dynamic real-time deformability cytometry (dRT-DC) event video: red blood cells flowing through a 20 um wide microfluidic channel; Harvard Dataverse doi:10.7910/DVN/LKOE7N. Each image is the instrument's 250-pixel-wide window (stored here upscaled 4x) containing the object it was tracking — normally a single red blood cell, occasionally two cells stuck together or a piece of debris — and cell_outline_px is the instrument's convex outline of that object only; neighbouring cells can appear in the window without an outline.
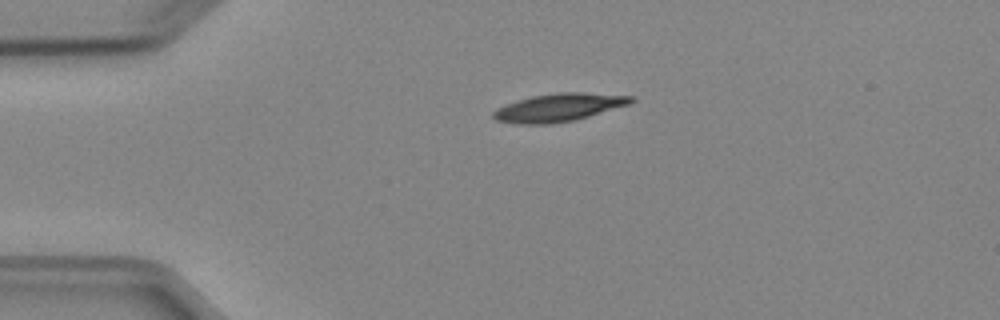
{"species": "Egyptian fruit bat (a non-hibernating species)", "species_latin": "Rousettus aegyptiacus", "temperature_condition": "cold", "stored_images_in_passage": 13, "camera_frame_rate_fps": 3000, "um_per_image_px": 0.085, "animal": {"sex": "female"}, "frame": {"image": 1, "passage_image": 1, "time_ms": 0.0, "image_size_px": [1000, 320], "cell_outline_px": [[636, 100], [628, 104], [576, 120], [548, 124], [520, 124], [496, 120], [492, 116], [492, 112], [496, 108], [516, 100], [532, 96], [556, 92], [584, 92], [636, 96]], "centroid_in_image_um": [47.5, 9.12], "position_along_channel_um": 37.5, "area_um2": 22.54}}
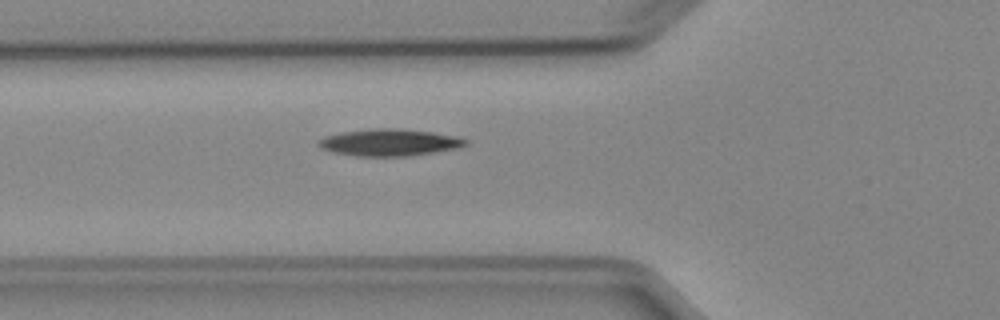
{"frame": {"image": 2, "passage_image": 8, "time_ms": 2.333, "image_size_px": [1000, 320], "cell_outline_px": [[468, 144], [460, 148], [412, 156], [356, 156], [332, 152], [320, 148], [316, 144], [324, 136], [340, 132], [368, 128], [404, 128], [460, 136], [468, 140]], "centroid_in_image_um": [33.13, 12.1], "position_along_channel_um": 92.7, "area_um2": 23.64}}